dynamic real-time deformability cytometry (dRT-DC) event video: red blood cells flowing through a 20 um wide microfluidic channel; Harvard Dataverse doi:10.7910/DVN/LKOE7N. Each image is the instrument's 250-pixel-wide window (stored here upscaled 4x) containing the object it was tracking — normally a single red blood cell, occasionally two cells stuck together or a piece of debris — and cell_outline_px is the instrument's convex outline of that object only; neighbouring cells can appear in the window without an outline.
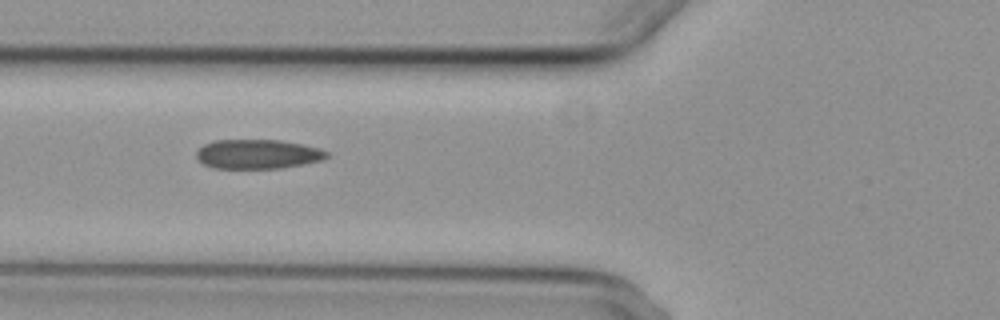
{"species": "common noctule bat (a hibernating species)", "species_latin": "Nyctalus noctula", "temperature_condition": "cold", "stored_images_in_passage": 3, "camera_frame_rate_fps": 3000, "um_per_image_px": 0.085, "animal": {"sex": "female", "body_mass_g": 29.2, "forearm_length_mm": 56.3}, "frame": {"image": 1, "passage_image": 2, "time_ms": 1.0, "image_size_px": [1000, 320], "cell_outline_px": [[328, 156], [320, 160], [280, 168], [212, 168], [196, 160], [196, 152], [204, 144], [216, 140], [280, 140], [304, 144], [320, 148], [328, 152]], "centroid_in_image_um": [21.87, 13.09], "position_along_channel_um": 103.9, "area_um2": 22.25}}
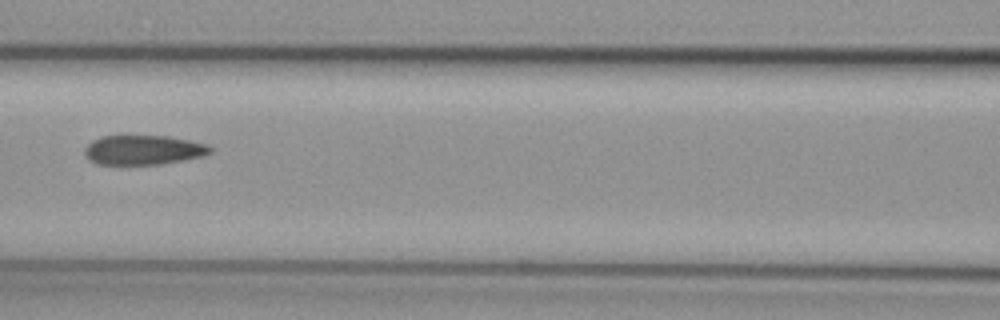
{"frame": {"image": 2, "passage_image": 3, "time_ms": 2.333, "image_size_px": [1000, 320], "cell_outline_px": [[212, 152], [204, 156], [160, 164], [96, 164], [88, 160], [84, 156], [84, 148], [92, 140], [100, 136], [120, 132], [124, 132], [168, 136], [208, 144], [212, 148]], "centroid_in_image_um": [12.11, 12.69], "position_along_channel_um": 154.5, "area_um2": 22.77}}